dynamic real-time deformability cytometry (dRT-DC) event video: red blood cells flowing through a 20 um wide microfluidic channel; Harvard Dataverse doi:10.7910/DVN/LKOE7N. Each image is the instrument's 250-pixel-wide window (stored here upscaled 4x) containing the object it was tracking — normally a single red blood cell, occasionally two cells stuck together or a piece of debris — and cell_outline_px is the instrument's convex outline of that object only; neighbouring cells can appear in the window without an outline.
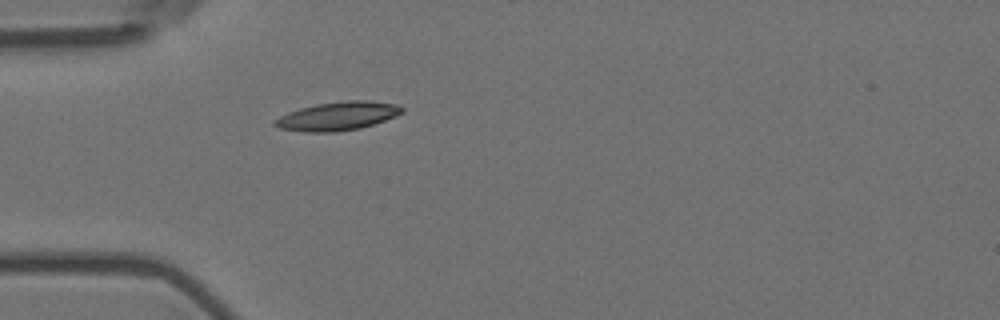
{"species": "Egyptian fruit bat (a non-hibernating species)", "species_latin": "Rousettus aegyptiacus", "temperature_condition": "room temperature", "stored_images_in_passage": 41, "camera_frame_rate_fps": 3000, "um_per_image_px": 0.085, "animal": {"sex": "female"}, "frame": {"image": 1, "passage_image": 1, "time_ms": 0.0, "image_size_px": [1000, 320], "cell_outline_px": [[404, 112], [396, 116], [360, 128], [336, 132], [304, 132], [280, 128], [272, 124], [272, 120], [288, 112], [300, 108], [316, 104], [348, 100], [368, 100], [396, 104], [404, 108]], "centroid_in_image_um": [28.68, 9.86], "position_along_channel_um": 56.3, "area_um2": 21.21}}
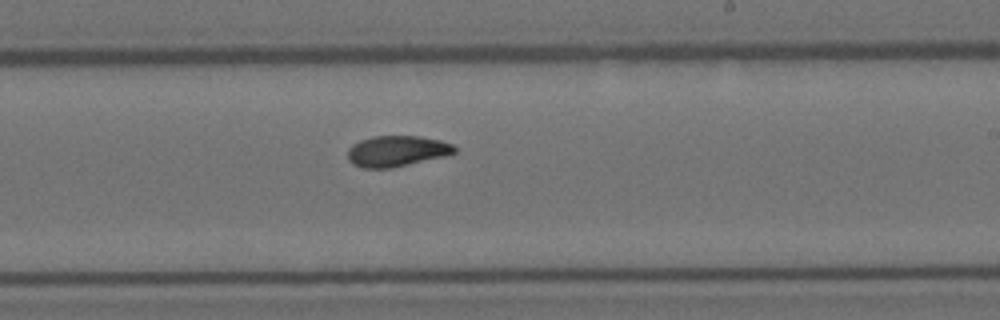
{"frame": {"image": 2, "passage_image": 18, "time_ms": 5.667, "image_size_px": [1000, 320], "cell_outline_px": [[456, 152], [444, 156], [392, 168], [360, 168], [352, 164], [348, 160], [348, 148], [352, 144], [360, 140], [372, 136], [420, 136], [440, 140], [452, 144], [456, 148]], "centroid_in_image_um": [33.69, 12.84], "position_along_channel_um": 255.3, "area_um2": 19.31}}
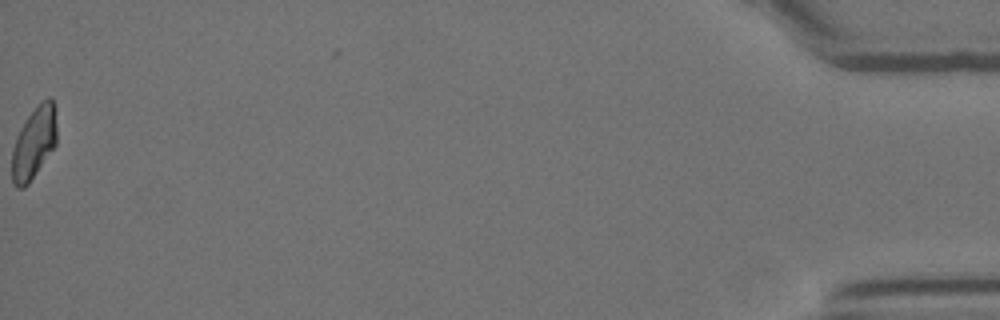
{"frame": {"image": 3, "passage_image": 41, "time_ms": 13.333, "image_size_px": [1000, 320], "cell_outline_px": [[56, 144], [28, 184], [24, 188], [16, 188], [12, 184], [12, 148], [16, 136], [20, 128], [28, 116], [40, 100], [48, 96], [52, 96], [56, 108]], "centroid_in_image_um": [2.89, 12.09], "position_along_channel_um": 432.3, "area_um2": 19.07}, "authors_computed_cell_mechanics": {"area_um2": 19.3052, "velocity_mm_per_s": 3.6092, "shape_relaxation_time_tau1_ms": 8.3129, "shape_relaxation_time_tau2_ms": 3.7506, "deformation_change_tau1": 0.1917, "deformation_change_tau2": 0.0895}}